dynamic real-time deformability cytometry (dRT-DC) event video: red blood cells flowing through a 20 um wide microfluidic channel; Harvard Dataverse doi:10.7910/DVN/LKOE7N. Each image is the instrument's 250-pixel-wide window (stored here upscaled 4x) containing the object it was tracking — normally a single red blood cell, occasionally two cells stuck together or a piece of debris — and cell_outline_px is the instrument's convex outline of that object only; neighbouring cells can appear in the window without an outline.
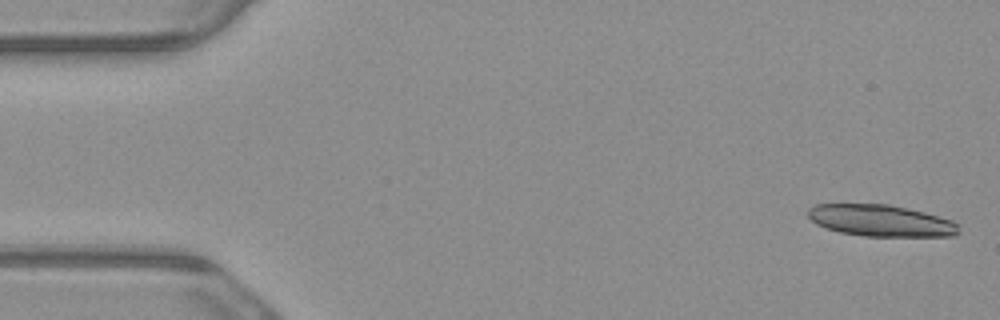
{"species": "common noctule bat (a hibernating species)", "species_latin": "Nyctalus noctula", "temperature_condition": "warm", "stored_images_in_passage": 4, "camera_frame_rate_fps": 3000, "um_per_image_px": 0.085, "animal": {"sex": "male", "body_mass_g": 23.1, "forearm_length_mm": 52.7}, "frame": {"image": 1, "passage_image": 1, "time_ms": 0.0, "image_size_px": [1000, 320], "cell_outline_px": [[960, 232], [952, 236], [864, 236], [840, 232], [816, 224], [808, 216], [808, 208], [816, 204], [888, 204], [924, 212], [952, 220], [960, 224]], "centroid_in_image_um": [74.9, 18.75], "position_along_channel_um": 10.1, "area_um2": 27.74}}